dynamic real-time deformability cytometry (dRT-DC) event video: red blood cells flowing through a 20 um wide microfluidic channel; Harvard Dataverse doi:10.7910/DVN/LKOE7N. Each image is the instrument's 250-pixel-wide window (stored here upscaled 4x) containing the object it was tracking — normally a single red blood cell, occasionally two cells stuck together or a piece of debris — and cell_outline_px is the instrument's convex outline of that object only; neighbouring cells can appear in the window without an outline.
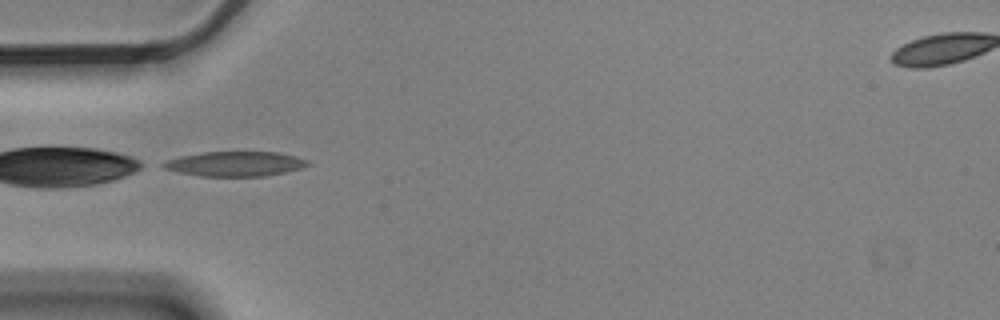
{"species": "Egyptian fruit bat (a non-hibernating species)", "species_latin": "Rousettus aegyptiacus", "temperature_condition": "cold", "stored_images_in_passage": 4, "camera_frame_rate_fps": 3000, "um_per_image_px": 0.085, "animal": {"sex": "male"}, "frame": {"image": 1, "passage_image": 3, "time_ms": 0.667, "image_size_px": [1000, 320], "cell_outline_px": [[312, 164], [304, 168], [264, 176], [200, 176], [180, 172], [164, 168], [160, 164], [168, 160], [180, 156], [204, 152], [276, 152], [296, 156], [308, 160]], "centroid_in_image_um": [20.04, 13.92], "position_along_channel_um": 65.0, "area_um2": 20.81}}
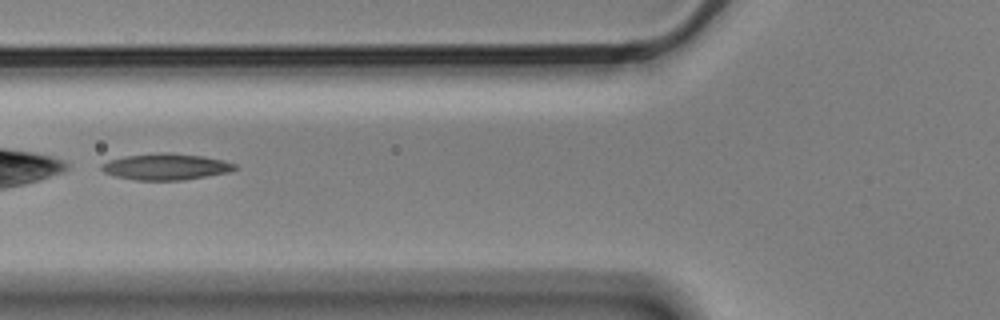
{"frame": {"image": 2, "passage_image": 4, "time_ms": 1.0, "image_size_px": [1000, 320], "cell_outline_px": [[240, 168], [228, 172], [184, 180], [136, 180], [116, 176], [104, 172], [100, 168], [100, 164], [108, 160], [124, 156], [160, 152], [172, 152], [204, 156], [224, 160], [236, 164]], "centroid_in_image_um": [14.11, 14.16], "position_along_channel_um": 111.7, "area_um2": 20.69}}